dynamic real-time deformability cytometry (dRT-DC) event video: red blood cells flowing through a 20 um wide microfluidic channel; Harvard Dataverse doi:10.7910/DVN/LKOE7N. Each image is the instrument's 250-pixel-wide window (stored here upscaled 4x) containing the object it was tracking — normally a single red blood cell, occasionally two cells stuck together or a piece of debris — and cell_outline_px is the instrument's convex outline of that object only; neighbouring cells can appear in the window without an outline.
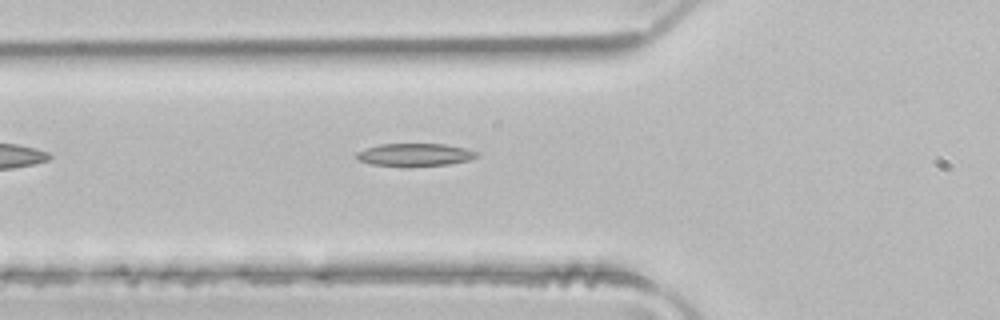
{"species": "common noctule bat (a hibernating species)", "species_latin": "Nyctalus noctula", "temperature_condition": "room temperature", "stored_images_in_passage": 4, "camera_frame_rate_fps": 3000, "um_per_image_px": 0.085, "animal": {"sex": "male", "body_mass_g": 21.5, "forearm_length_mm": 52.0}, "frame": {"image": 1, "passage_image": 4, "time_ms": 1.0, "image_size_px": [1000, 320], "cell_outline_px": [[480, 156], [468, 160], [448, 164], [372, 164], [360, 160], [356, 156], [356, 152], [364, 148], [380, 144], [444, 144], [464, 148], [480, 152]], "centroid_in_image_um": [35.31, 13.11], "position_along_channel_um": 90.5, "area_um2": 15.2}}